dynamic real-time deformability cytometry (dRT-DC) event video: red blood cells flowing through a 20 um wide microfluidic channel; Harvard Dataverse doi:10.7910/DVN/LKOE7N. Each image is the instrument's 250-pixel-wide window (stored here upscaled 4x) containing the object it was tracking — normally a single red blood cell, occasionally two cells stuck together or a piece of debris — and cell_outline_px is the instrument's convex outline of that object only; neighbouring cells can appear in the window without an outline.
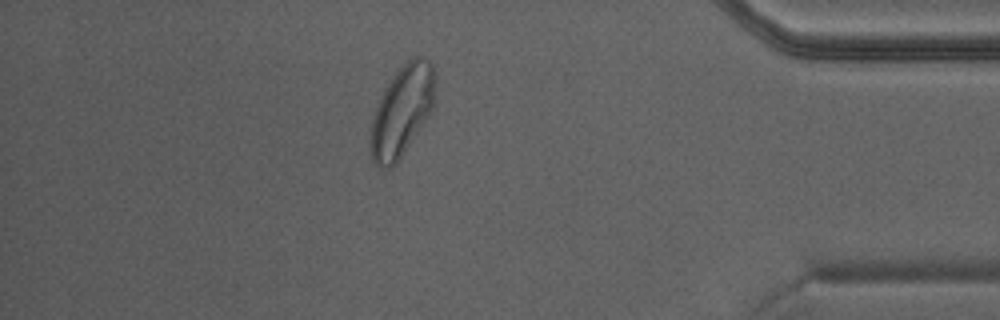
{"species": "Egyptian fruit bat (a non-hibernating species)", "species_latin": "Rousettus aegyptiacus", "temperature_condition": "warm", "stored_images_in_passage": 38, "camera_frame_rate_fps": 3000, "um_per_image_px": 0.085, "animal": {"sex": "male"}, "frame": {"image": 1, "passage_image": 33, "time_ms": 10.667, "image_size_px": [1000, 320], "cell_outline_px": [[436, 104], [396, 164], [392, 168], [380, 168], [372, 164], [368, 144], [372, 120], [380, 96], [392, 76], [412, 56], [424, 56], [432, 64], [436, 72]], "centroid_in_image_um": [34.17, 9.43], "position_along_channel_um": 401.0, "area_um2": 34.8}}